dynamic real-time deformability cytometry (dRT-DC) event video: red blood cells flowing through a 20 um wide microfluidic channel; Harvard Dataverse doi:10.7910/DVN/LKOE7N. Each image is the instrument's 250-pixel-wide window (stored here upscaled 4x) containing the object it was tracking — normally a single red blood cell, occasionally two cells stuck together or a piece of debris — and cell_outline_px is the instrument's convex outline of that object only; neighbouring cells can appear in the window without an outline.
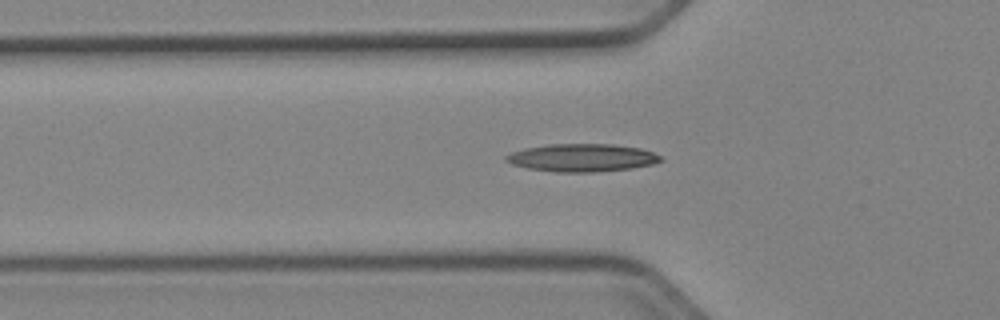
{"species": "Egyptian fruit bat (a non-hibernating species)", "species_latin": "Rousettus aegyptiacus", "temperature_condition": "cold", "stored_images_in_passage": 47, "camera_frame_rate_fps": 3000, "um_per_image_px": 0.085, "animal": {"sex": "female"}, "frame": {"image": 1, "passage_image": 17, "time_ms": 5.333, "image_size_px": [1000, 320], "cell_outline_px": [[664, 160], [652, 164], [632, 168], [596, 172], [556, 172], [528, 168], [512, 164], [504, 160], [504, 156], [512, 152], [524, 148], [548, 144], [612, 144], [640, 148], [652, 152], [660, 156]], "centroid_in_image_um": [49.46, 13.4], "position_along_channel_um": 76.3, "area_um2": 25.09}}
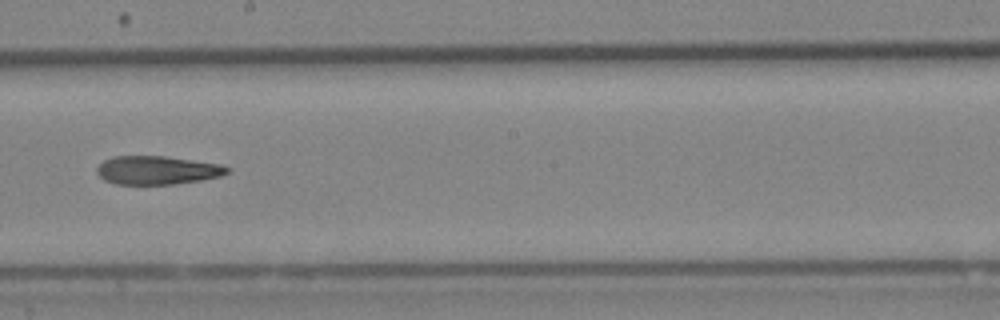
{"frame": {"image": 2, "passage_image": 29, "time_ms": 9.333, "image_size_px": [1000, 320], "cell_outline_px": [[228, 172], [220, 176], [200, 180], [172, 184], [116, 184], [104, 180], [96, 172], [96, 168], [104, 160], [112, 156], [164, 156], [220, 164], [228, 168]], "centroid_in_image_um": [13.31, 14.46], "position_along_channel_um": 234.9, "area_um2": 21.44}}
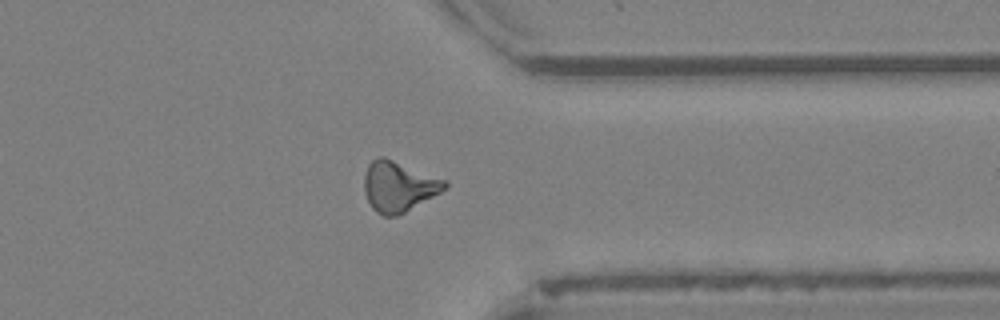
{"frame": {"image": 3, "passage_image": 40, "time_ms": 13.0, "image_size_px": [1000, 320], "cell_outline_px": [[448, 184], [440, 192], [404, 212], [396, 216], [384, 216], [376, 212], [372, 208], [364, 192], [364, 176], [368, 164], [376, 156], [384, 156], [448, 180]], "centroid_in_image_um": [33.86, 15.81], "position_along_channel_um": 377.5, "area_um2": 23.64}}